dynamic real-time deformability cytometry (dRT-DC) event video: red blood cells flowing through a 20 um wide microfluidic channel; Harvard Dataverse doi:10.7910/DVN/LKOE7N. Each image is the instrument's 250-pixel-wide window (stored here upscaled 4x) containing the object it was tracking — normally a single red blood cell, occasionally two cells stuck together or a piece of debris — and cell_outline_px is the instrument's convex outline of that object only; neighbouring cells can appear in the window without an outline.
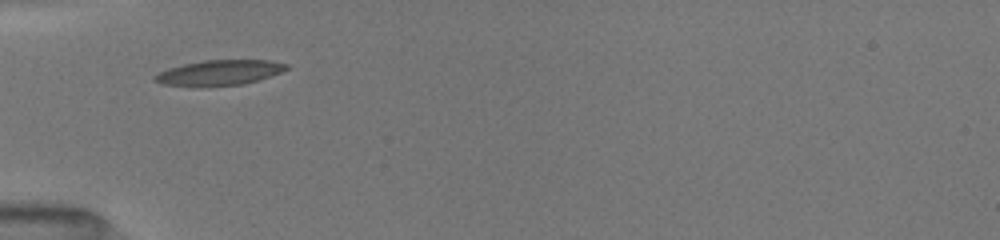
{"species": "common noctule bat (a hibernating species)", "species_latin": "Nyctalus noctula", "temperature_condition": "room temperature", "stored_images_in_passage": 35, "camera_frame_rate_fps": 3000, "um_per_image_px": 0.085, "animal": {"sex": "female", "body_mass_g": 19.5, "forearm_length_mm": 54.1}, "frame": {"image": 1, "passage_image": 1, "time_ms": 0.0, "image_size_px": [1000, 240], "cell_outline_px": [[288, 68], [280, 72], [260, 80], [244, 84], [160, 84], [152, 80], [152, 76], [168, 68], [184, 64], [204, 60], [272, 60], [288, 64]], "centroid_in_image_um": [18.69, 6.13], "position_along_channel_um": 66.3, "area_um2": 18.67}}
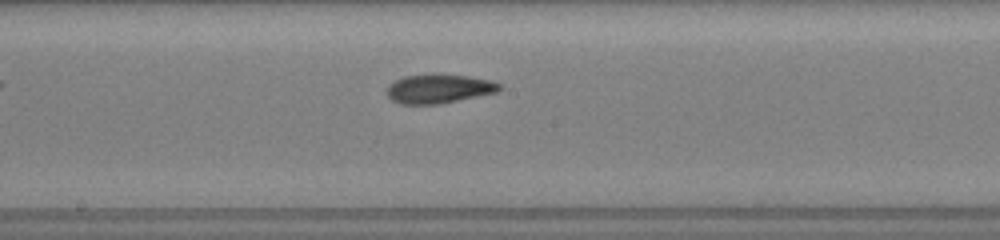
{"frame": {"image": 2, "passage_image": 12, "time_ms": 3.667, "image_size_px": [1000, 240], "cell_outline_px": [[500, 88], [496, 92], [436, 104], [400, 104], [392, 100], [388, 96], [388, 84], [404, 76], [436, 72], [468, 76], [492, 80], [500, 84]], "centroid_in_image_um": [37.27, 7.5], "position_along_channel_um": 210.9, "area_um2": 19.13}}
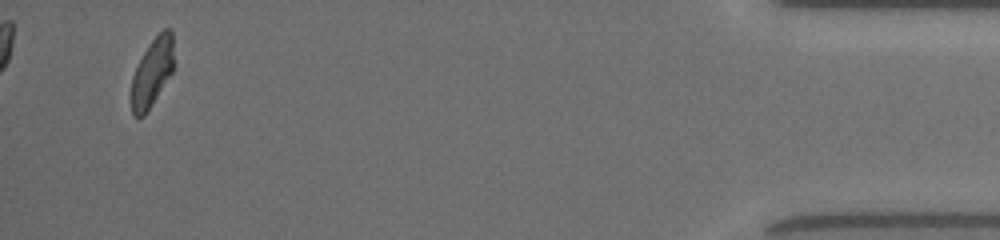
{"frame": {"image": 3, "passage_image": 33, "time_ms": 10.667, "image_size_px": [1000, 240], "cell_outline_px": [[176, 64], [172, 72], [152, 104], [144, 116], [132, 116], [132, 76], [148, 44], [164, 28], [172, 28]], "centroid_in_image_um": [12.99, 6.09], "position_along_channel_um": 422.2, "area_um2": 17.05}, "authors_computed_cell_mechanics": {"area_um2": 18.5538, "velocity_mm_per_s": 4.0174, "shape_relaxation_time_tau1_ms": 4.1062, "shape_relaxation_time_tau2_ms": 2.6363, "deformation_change_tau1": 0.1481, "deformation_change_tau2": 0.0891}}